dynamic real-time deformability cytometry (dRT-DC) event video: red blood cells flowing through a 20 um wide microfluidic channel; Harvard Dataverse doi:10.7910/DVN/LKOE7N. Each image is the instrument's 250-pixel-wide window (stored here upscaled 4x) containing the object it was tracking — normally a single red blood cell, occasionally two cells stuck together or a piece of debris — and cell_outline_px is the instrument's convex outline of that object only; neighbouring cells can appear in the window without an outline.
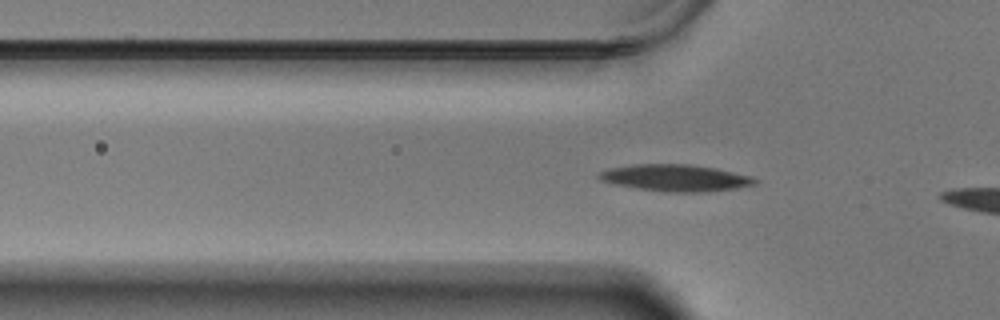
{"species": "Egyptian fruit bat (a non-hibernating species)", "species_latin": "Rousettus aegyptiacus", "temperature_condition": "warm", "stored_images_in_passage": 20, "camera_frame_rate_fps": 3000, "um_per_image_px": 0.085, "animal": {"sex": "male"}, "frame": {"image": 1, "passage_image": 6, "time_ms": 1.667, "image_size_px": [1000, 320], "cell_outline_px": [[760, 180], [756, 184], [736, 188], [708, 192], [668, 192], [636, 188], [612, 184], [600, 180], [596, 176], [596, 172], [608, 168], [632, 164], [688, 164], [716, 168], [752, 176]], "centroid_in_image_um": [57.38, 15.12], "position_along_channel_um": 68.4, "area_um2": 24.68}}
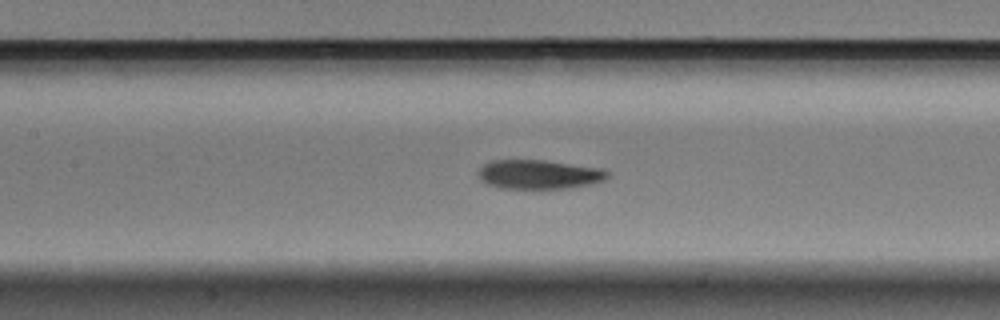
{"frame": {"image": 2, "passage_image": 14, "time_ms": 4.333, "image_size_px": [1000, 320], "cell_outline_px": [[612, 176], [604, 180], [588, 184], [568, 188], [500, 188], [484, 184], [480, 180], [476, 172], [484, 164], [492, 160], [544, 160], [604, 168]], "centroid_in_image_um": [45.8, 14.82], "position_along_channel_um": 161.6, "area_um2": 22.2}}
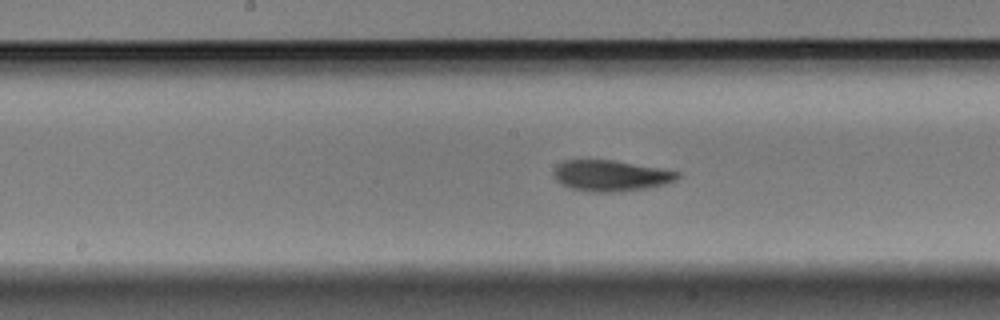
{"frame": {"image": 3, "passage_image": 17, "time_ms": 5.333, "image_size_px": [1000, 320], "cell_outline_px": [[680, 176], [676, 180], [664, 184], [648, 188], [612, 192], [592, 192], [568, 188], [560, 184], [552, 176], [552, 172], [556, 164], [564, 160], [616, 160], [660, 168], [680, 172]], "centroid_in_image_um": [51.86, 14.93], "position_along_channel_um": 196.3, "area_um2": 22.66}}